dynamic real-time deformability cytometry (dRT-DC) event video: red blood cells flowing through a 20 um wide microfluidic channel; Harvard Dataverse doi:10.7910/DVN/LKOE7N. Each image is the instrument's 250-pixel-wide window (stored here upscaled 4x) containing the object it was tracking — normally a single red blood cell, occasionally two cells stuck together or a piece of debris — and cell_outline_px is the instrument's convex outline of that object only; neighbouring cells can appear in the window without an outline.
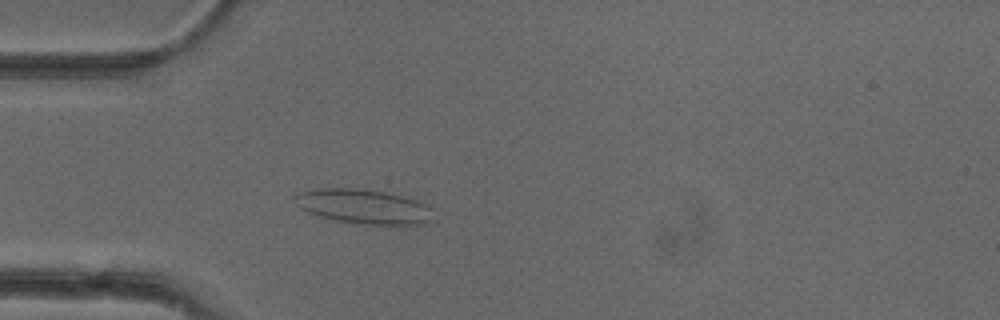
{"species": "common noctule bat (a hibernating species)", "species_latin": "Nyctalus noctula", "temperature_condition": "cold", "stored_images_in_passage": 51, "camera_frame_rate_fps": 3000, "um_per_image_px": 0.085, "animal": {"sex": "female"}, "frame": {"image": 1, "passage_image": 14, "time_ms": 4.333, "image_size_px": [1000, 320], "cell_outline_px": [[432, 220], [424, 224], [352, 224], [320, 216], [308, 212], [300, 208], [296, 204], [292, 196], [300, 192], [316, 188], [360, 188], [384, 192], [404, 196], [416, 200], [432, 208]], "centroid_in_image_um": [30.88, 17.55], "position_along_channel_um": 54.1, "area_um2": 27.98}}
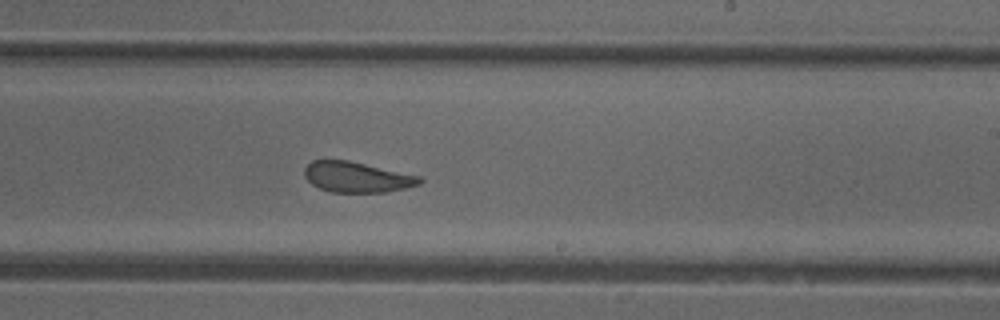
{"frame": {"image": 2, "passage_image": 30, "time_ms": 9.667, "image_size_px": [1000, 320], "cell_outline_px": [[424, 180], [420, 184], [404, 188], [384, 192], [332, 192], [320, 188], [312, 184], [304, 176], [304, 168], [312, 160], [348, 160], [420, 176]], "centroid_in_image_um": [30.32, 15.05], "position_along_channel_um": 258.7, "area_um2": 20.35}}
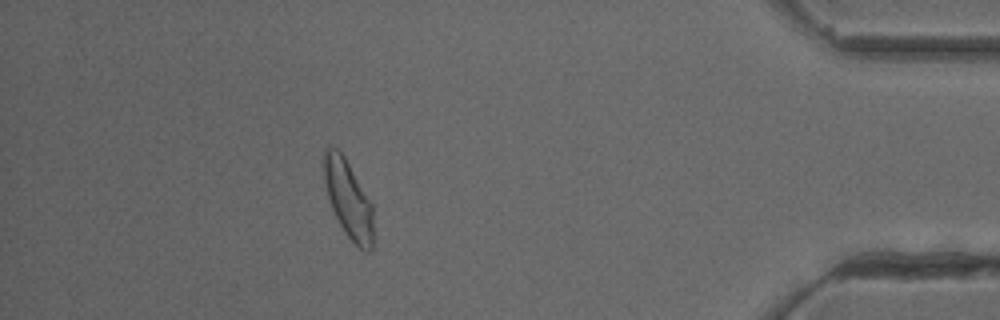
{"frame": {"image": 3, "passage_image": 45, "time_ms": 14.667, "image_size_px": [1000, 320], "cell_outline_px": [[372, 248], [368, 252], [364, 252], [344, 232], [332, 208], [328, 196], [324, 180], [324, 148], [336, 148], [344, 156], [372, 204]], "centroid_in_image_um": [29.6, 16.93], "position_along_channel_um": 405.6, "area_um2": 21.79}, "authors_computed_cell_mechanics": {"area_um2": 22.6576, "velocity_mm_per_s": 3.9728, "shape_relaxation_time_tau1_ms": null, "shape_relaxation_time_tau2_ms": 1.1835, "deformation_change_tau1": null, "deformation_change_tau2": 0.0945}}